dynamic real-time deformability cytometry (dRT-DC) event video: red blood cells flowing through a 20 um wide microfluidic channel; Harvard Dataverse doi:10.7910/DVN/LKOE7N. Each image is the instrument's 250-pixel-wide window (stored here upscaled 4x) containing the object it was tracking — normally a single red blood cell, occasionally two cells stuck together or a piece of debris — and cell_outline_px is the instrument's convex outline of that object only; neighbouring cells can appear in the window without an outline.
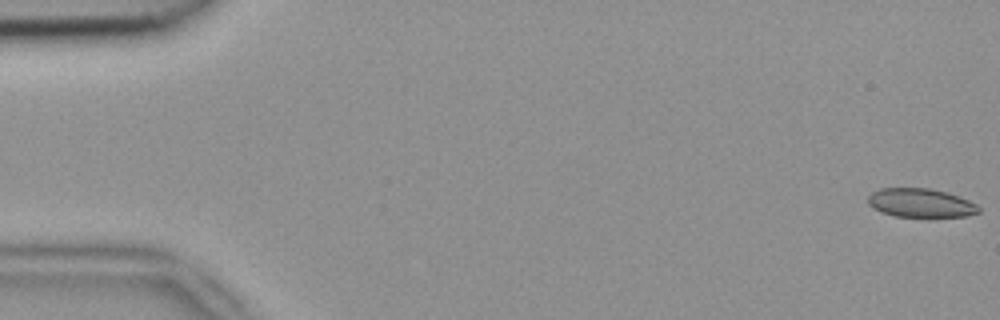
{"species": "common noctule bat (a hibernating species)", "species_latin": "Nyctalus noctula", "temperature_condition": "room temperature", "stored_images_in_passage": 52, "camera_frame_rate_fps": 3000, "um_per_image_px": 0.085, "animal": {"sex": "female", "body_mass_g": 18.4}, "frame": {"image": 1, "passage_image": 1, "time_ms": 0.0, "image_size_px": [1000, 320], "cell_outline_px": [[980, 212], [964, 216], [896, 216], [880, 212], [868, 204], [868, 196], [872, 192], [880, 188], [928, 188], [948, 192], [960, 196], [976, 204], [980, 208]], "centroid_in_image_um": [78.25, 17.23], "position_along_channel_um": 6.8, "area_um2": 18.5}}
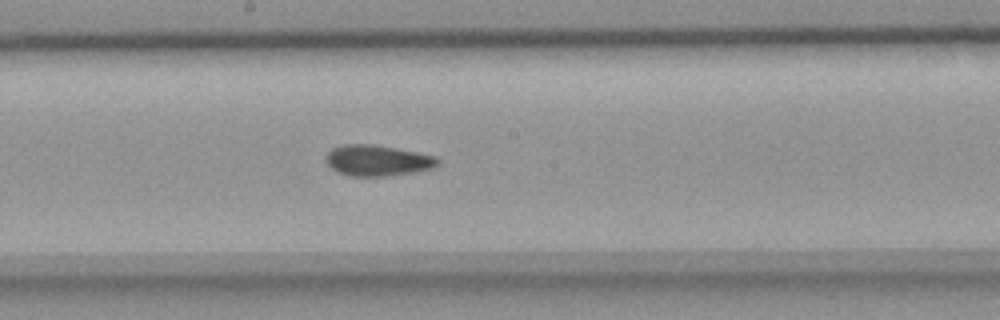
{"frame": {"image": 2, "passage_image": 28, "time_ms": 9.0, "image_size_px": [1000, 320], "cell_outline_px": [[440, 164], [432, 168], [416, 172], [388, 176], [348, 176], [336, 172], [324, 160], [324, 156], [332, 148], [344, 144], [372, 144], [416, 152], [436, 156], [440, 160]], "centroid_in_image_um": [32.07, 13.65], "position_along_channel_um": 216.1, "area_um2": 20.35}}
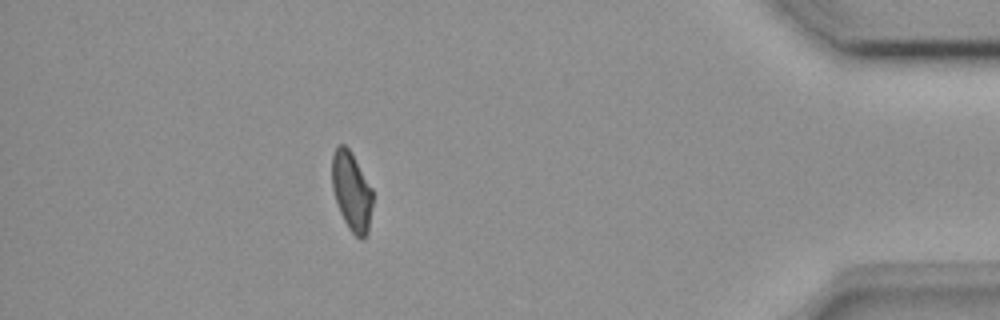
{"frame": {"image": 3, "passage_image": 46, "time_ms": 15.0, "image_size_px": [1000, 320], "cell_outline_px": [[372, 204], [368, 236], [360, 240], [348, 228], [340, 212], [332, 188], [332, 152], [340, 144], [344, 144], [352, 152], [372, 188]], "centroid_in_image_um": [29.89, 16.27], "position_along_channel_um": 405.3, "area_um2": 18.84}, "authors_computed_cell_mechanics": {"area_um2": 19.7098, "velocity_mm_per_s": 3.9504, "shape_relaxation_time_tau1_ms": null, "shape_relaxation_time_tau2_ms": 3.0458, "deformation_change_tau1": null, "deformation_change_tau2": 0.075}}